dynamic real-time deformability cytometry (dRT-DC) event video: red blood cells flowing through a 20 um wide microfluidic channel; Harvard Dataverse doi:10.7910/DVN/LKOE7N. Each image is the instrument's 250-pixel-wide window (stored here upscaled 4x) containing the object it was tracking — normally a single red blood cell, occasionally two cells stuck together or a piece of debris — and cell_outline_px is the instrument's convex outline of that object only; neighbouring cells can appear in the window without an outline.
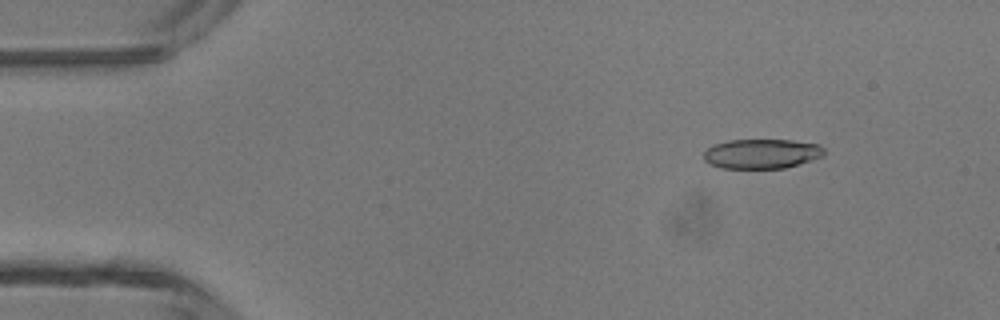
{"species": "common noctule bat (a hibernating species)", "species_latin": "Nyctalus noctula", "temperature_condition": "room temperature", "stored_images_in_passage": 41, "camera_frame_rate_fps": 3000, "um_per_image_px": 0.085, "animal": {"sex": "male", "body_mass_g": 13.3}, "frame": {"image": 1, "passage_image": 5, "time_ms": 1.333, "image_size_px": [1000, 320], "cell_outline_px": [[824, 156], [784, 168], [720, 168], [704, 160], [704, 152], [712, 144], [728, 140], [792, 140], [820, 144], [824, 148]], "centroid_in_image_um": [64.75, 13.06], "position_along_channel_um": 20.3, "area_um2": 20.81}}
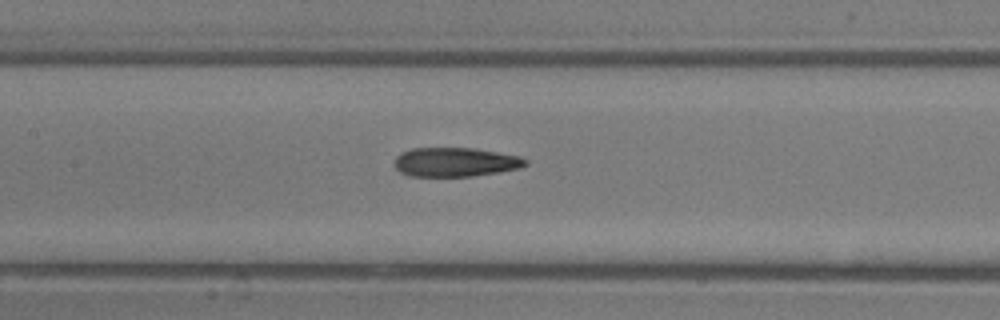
{"frame": {"image": 2, "passage_image": 21, "time_ms": 6.667, "image_size_px": [1000, 320], "cell_outline_px": [[528, 164], [520, 168], [500, 172], [472, 176], [408, 176], [400, 172], [396, 168], [396, 156], [400, 152], [412, 148], [476, 148], [520, 156], [528, 160]], "centroid_in_image_um": [38.73, 13.77], "position_along_channel_um": 168.7, "area_um2": 22.37}}
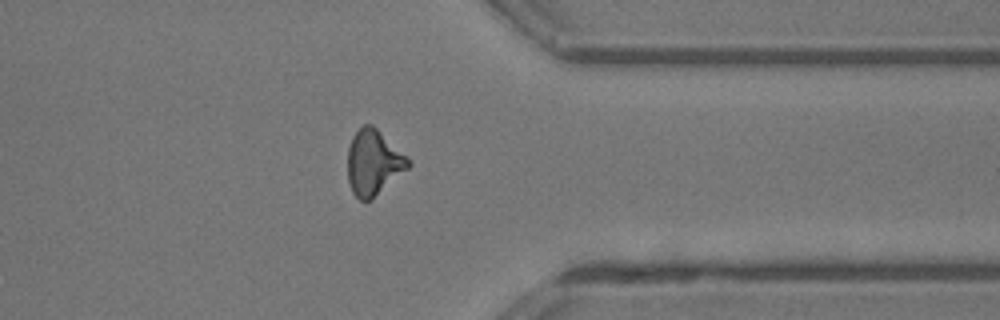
{"frame": {"image": 3, "passage_image": 36, "time_ms": 11.667, "image_size_px": [1000, 320], "cell_outline_px": [[412, 164], [408, 168], [372, 200], [360, 200], [352, 192], [348, 180], [348, 148], [352, 136], [364, 124], [372, 124], [408, 156]], "centroid_in_image_um": [31.76, 13.81], "position_along_channel_um": 379.6, "area_um2": 23.12}}